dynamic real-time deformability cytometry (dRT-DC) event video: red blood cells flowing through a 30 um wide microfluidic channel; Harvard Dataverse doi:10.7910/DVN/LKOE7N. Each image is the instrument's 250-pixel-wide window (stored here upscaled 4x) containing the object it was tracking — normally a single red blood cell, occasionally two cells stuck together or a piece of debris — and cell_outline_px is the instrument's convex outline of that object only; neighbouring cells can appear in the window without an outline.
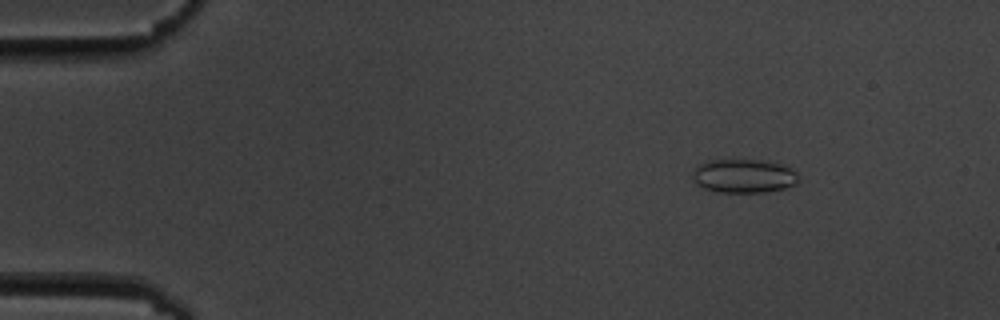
{"species": "common noctule bat (a hibernating species)", "species_latin": "Nyctalus noctula", "temperature_condition": "cold", "stored_images_in_passage": 9, "camera_frame_rate_fps": 3000, "um_per_image_px": 0.085, "animal": {"sex": "male", "body_mass_g": 19.5, "forearm_length_mm": 54.6}, "frame": {"image": 1, "passage_image": 2, "time_ms": 1.0, "image_size_px": [1000, 320], "cell_outline_px": [[800, 180], [796, 184], [784, 188], [764, 192], [720, 192], [704, 188], [696, 184], [696, 168], [700, 164], [708, 160], [764, 160], [784, 164], [792, 168], [796, 172]], "centroid_in_image_um": [63.32, 14.95], "position_along_channel_um": 21.7, "area_um2": 20.69}}
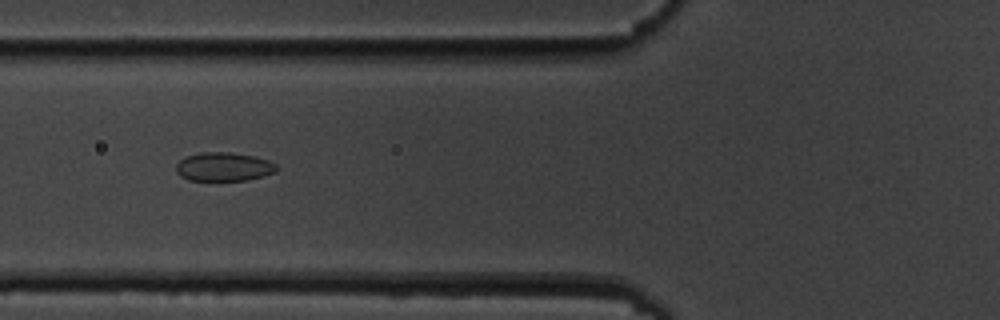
{"frame": {"image": 2, "passage_image": 6, "time_ms": 5.667, "image_size_px": [1000, 320], "cell_outline_px": [[280, 168], [276, 172], [264, 176], [248, 180], [188, 180], [180, 176], [176, 172], [176, 164], [184, 156], [200, 152], [232, 152], [256, 156], [268, 160], [276, 164]], "centroid_in_image_um": [19.04, 14.16], "position_along_channel_um": 106.8, "area_um2": 17.17}}
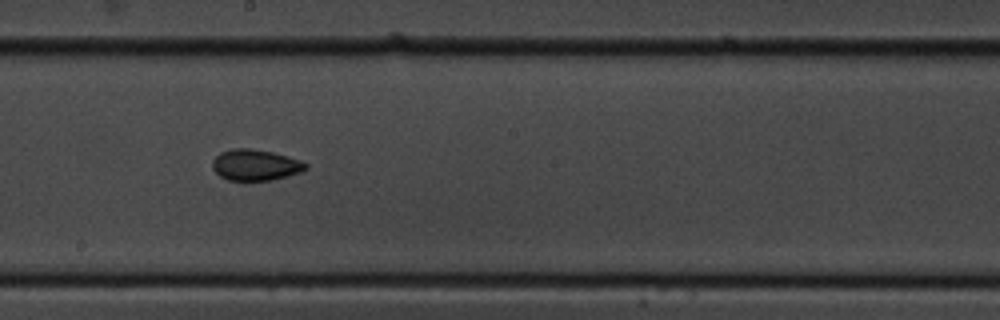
{"frame": {"image": 3, "passage_image": 9, "time_ms": 9.0, "image_size_px": [1000, 320], "cell_outline_px": [[308, 168], [300, 172], [272, 180], [228, 180], [220, 176], [212, 168], [212, 160], [220, 152], [232, 148], [252, 148], [272, 152], [288, 156], [300, 160], [308, 164]], "centroid_in_image_um": [21.7, 14.01], "position_along_channel_um": 226.5, "area_um2": 16.94}}